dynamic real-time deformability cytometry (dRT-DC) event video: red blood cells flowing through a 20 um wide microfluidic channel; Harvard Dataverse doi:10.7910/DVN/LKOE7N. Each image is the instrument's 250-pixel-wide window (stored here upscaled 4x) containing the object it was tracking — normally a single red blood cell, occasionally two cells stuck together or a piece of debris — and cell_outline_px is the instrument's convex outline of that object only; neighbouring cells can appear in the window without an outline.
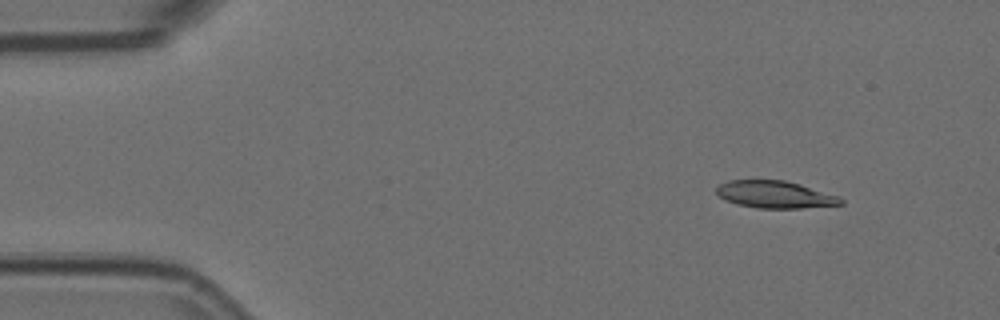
{"species": "Egyptian fruit bat (a non-hibernating species)", "species_latin": "Rousettus aegyptiacus", "temperature_condition": "room temperature", "stored_images_in_passage": 4, "camera_frame_rate_fps": 3000, "um_per_image_px": 0.085, "animal": {"sex": "female"}, "frame": {"image": 1, "passage_image": 2, "time_ms": 0.333, "image_size_px": [1000, 320], "cell_outline_px": [[844, 204], [800, 208], [760, 208], [736, 204], [724, 200], [716, 192], [716, 188], [720, 184], [728, 180], [784, 180], [800, 184], [840, 196], [844, 200]], "centroid_in_image_um": [65.89, 16.53], "position_along_channel_um": 19.1, "area_um2": 19.77}}
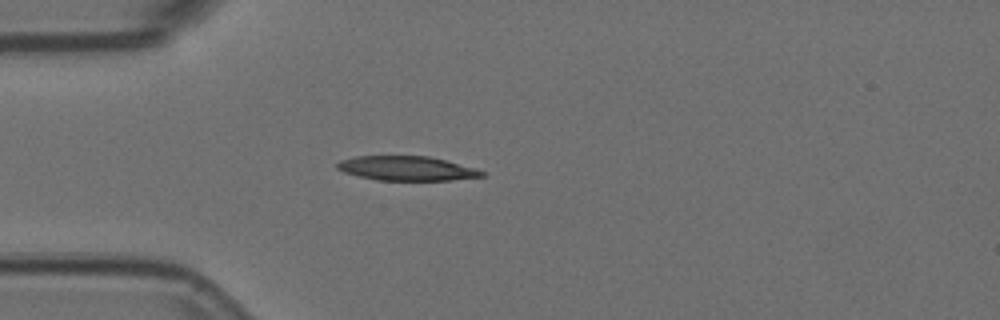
{"frame": {"image": 2, "passage_image": 4, "time_ms": 1.0, "image_size_px": [1000, 320], "cell_outline_px": [[484, 176], [452, 180], [376, 180], [344, 172], [336, 168], [336, 164], [340, 160], [356, 156], [428, 156], [476, 168], [484, 172]], "centroid_in_image_um": [34.55, 14.31], "position_along_channel_um": 50.4, "area_um2": 20.4}}